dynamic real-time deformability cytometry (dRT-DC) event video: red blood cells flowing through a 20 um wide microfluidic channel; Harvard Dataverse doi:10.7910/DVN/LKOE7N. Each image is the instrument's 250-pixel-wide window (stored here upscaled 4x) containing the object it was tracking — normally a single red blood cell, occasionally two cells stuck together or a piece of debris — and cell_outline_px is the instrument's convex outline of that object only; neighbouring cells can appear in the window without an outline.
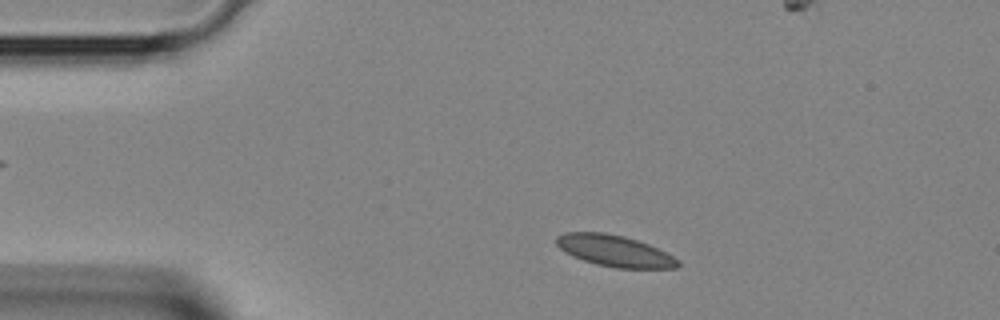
{"species": "Egyptian fruit bat (a non-hibernating species)", "species_latin": "Rousettus aegyptiacus", "temperature_condition": "room temperature", "stored_images_in_passage": 3, "camera_frame_rate_fps": 3000, "um_per_image_px": 0.085, "animal": {"sex": "female"}, "frame": {"image": 1, "passage_image": 1, "time_ms": 0.0, "image_size_px": [1000, 320], "cell_outline_px": [[680, 264], [676, 268], [616, 268], [596, 264], [572, 256], [564, 252], [556, 244], [556, 236], [564, 232], [604, 232], [624, 236], [648, 244], [680, 260]], "centroid_in_image_um": [52.21, 21.32], "position_along_channel_um": 32.8, "area_um2": 22.14}}